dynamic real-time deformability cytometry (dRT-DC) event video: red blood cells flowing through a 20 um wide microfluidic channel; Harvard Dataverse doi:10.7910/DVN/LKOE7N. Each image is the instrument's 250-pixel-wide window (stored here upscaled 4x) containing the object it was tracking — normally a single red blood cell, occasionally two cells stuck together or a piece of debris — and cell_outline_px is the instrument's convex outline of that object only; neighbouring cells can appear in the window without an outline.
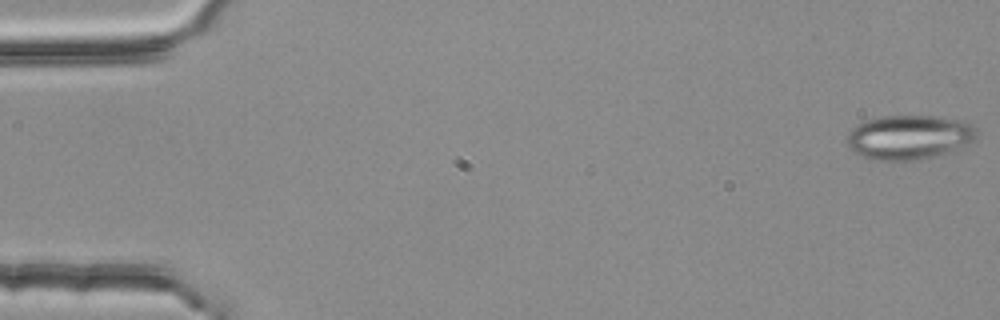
{"species": "common noctule bat (a hibernating species)", "species_latin": "Nyctalus noctula", "temperature_condition": "room temperature", "stored_images_in_passage": 6, "camera_frame_rate_fps": 3000, "um_per_image_px": 0.085, "animal": {"sex": "female", "body_mass_g": 25.1}, "frame": {"image": 1, "passage_image": 1, "time_ms": 0.0, "image_size_px": [1000, 320], "cell_outline_px": [[976, 140], [956, 152], [916, 160], [868, 160], [852, 152], [848, 144], [848, 132], [856, 124], [864, 120], [884, 116], [936, 116], [964, 120], [972, 124], [976, 128]], "centroid_in_image_um": [77.31, 11.67], "position_along_channel_um": 7.7, "area_um2": 34.33}}
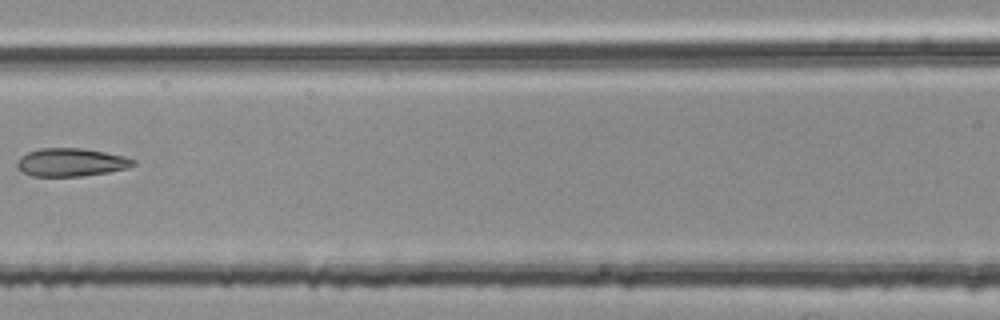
{"frame": {"image": 2, "passage_image": 6, "time_ms": 1.667, "image_size_px": [1000, 320], "cell_outline_px": [[136, 164], [128, 168], [108, 172], [80, 176], [32, 176], [16, 168], [16, 160], [20, 156], [28, 152], [40, 148], [84, 148], [124, 156], [136, 160]], "centroid_in_image_um": [6.02, 13.79], "position_along_channel_um": 160.6, "area_um2": 19.13}}